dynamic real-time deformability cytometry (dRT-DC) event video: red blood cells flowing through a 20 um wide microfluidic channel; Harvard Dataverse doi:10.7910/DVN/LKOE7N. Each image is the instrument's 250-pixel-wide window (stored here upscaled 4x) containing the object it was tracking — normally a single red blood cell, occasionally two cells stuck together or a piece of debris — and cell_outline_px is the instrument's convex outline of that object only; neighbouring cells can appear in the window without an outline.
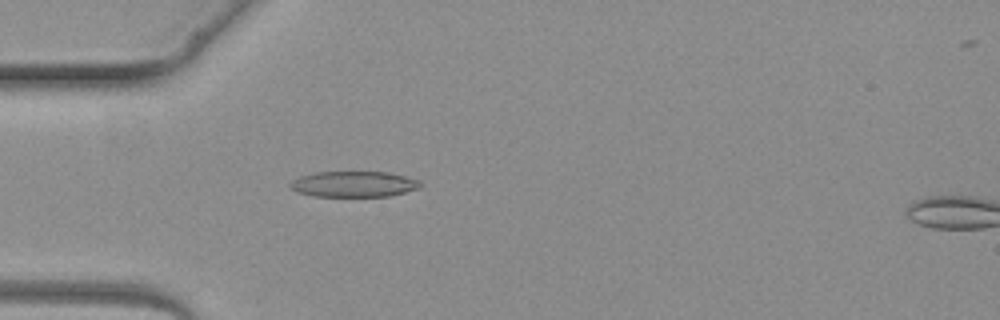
{"species": "common noctule bat (a hibernating species)", "species_latin": "Nyctalus noctula", "temperature_condition": "warm", "stored_images_in_passage": 2, "camera_frame_rate_fps": 3000, "um_per_image_px": 0.085, "animal": {"sex": "female", "body_mass_g": 19.3, "forearm_length_mm": 54.1}, "frame": {"image": 1, "passage_image": 2, "time_ms": 2.0, "image_size_px": [1000, 320], "cell_outline_px": [[424, 184], [420, 188], [388, 196], [312, 196], [296, 192], [288, 184], [292, 180], [300, 176], [316, 172], [388, 172], [420, 180]], "centroid_in_image_um": [30.08, 15.65], "position_along_channel_um": 54.9, "area_um2": 19.59}}